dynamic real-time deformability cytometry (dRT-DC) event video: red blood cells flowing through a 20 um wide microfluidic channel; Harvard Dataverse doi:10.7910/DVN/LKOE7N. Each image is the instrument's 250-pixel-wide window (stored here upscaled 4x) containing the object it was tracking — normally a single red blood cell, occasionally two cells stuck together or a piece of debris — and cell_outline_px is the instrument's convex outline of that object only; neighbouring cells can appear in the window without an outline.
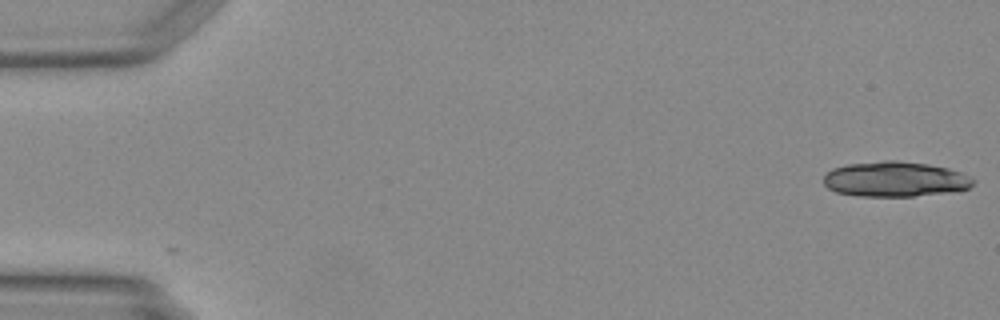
{"species": "Egyptian fruit bat (a non-hibernating species)", "species_latin": "Rousettus aegyptiacus", "temperature_condition": "warm", "stored_images_in_passage": 12, "camera_frame_rate_fps": 3000, "um_per_image_px": 0.085, "animal": {"sex": "female"}, "frame": {"image": 1, "passage_image": 1, "time_ms": 0.0, "image_size_px": [1000, 320], "cell_outline_px": [[976, 180], [968, 188], [944, 192], [912, 196], [860, 196], [836, 192], [828, 188], [824, 184], [824, 176], [832, 168], [848, 164], [884, 160], [896, 160], [928, 164], [948, 168], [960, 172]], "centroid_in_image_um": [76.04, 15.22], "position_along_channel_um": 9.0, "area_um2": 30.4}}
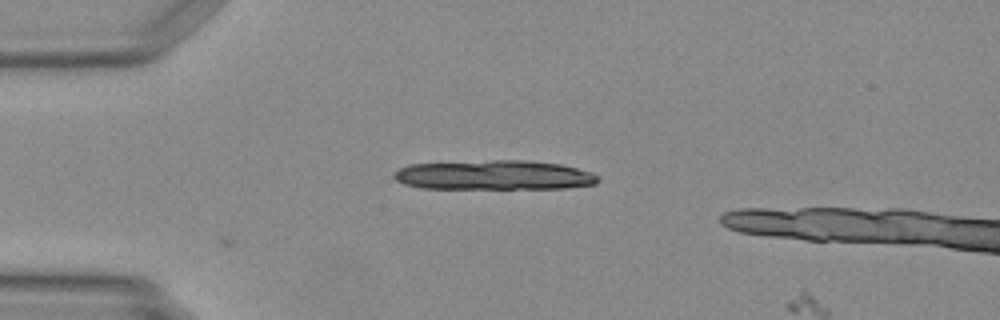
{"frame": {"image": 2, "passage_image": 12, "time_ms": 3.667, "image_size_px": [1000, 320], "cell_outline_px": [[600, 180], [596, 184], [564, 188], [420, 188], [404, 184], [396, 180], [392, 176], [400, 168], [408, 164], [492, 160], [528, 160], [560, 164], [592, 172]], "centroid_in_image_um": [41.99, 14.88], "position_along_channel_um": 43.0, "area_um2": 35.08}}